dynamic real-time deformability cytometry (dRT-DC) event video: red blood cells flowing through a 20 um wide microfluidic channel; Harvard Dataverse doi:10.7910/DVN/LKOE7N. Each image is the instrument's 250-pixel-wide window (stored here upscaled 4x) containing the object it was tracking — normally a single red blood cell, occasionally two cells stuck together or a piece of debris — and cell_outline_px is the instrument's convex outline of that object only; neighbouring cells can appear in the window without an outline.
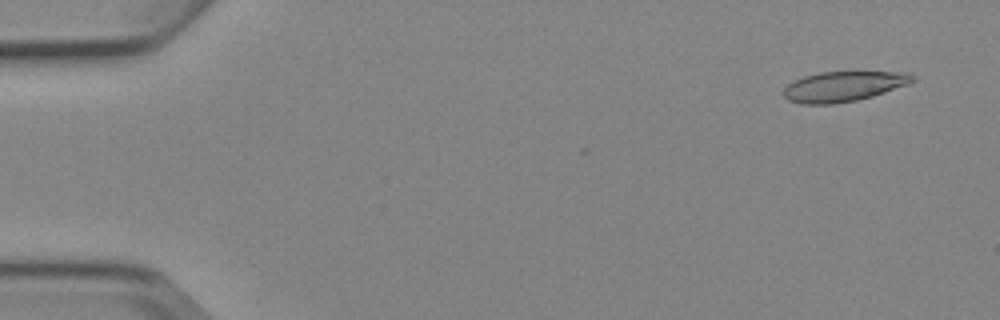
{"species": "Egyptian fruit bat (a non-hibernating species)", "species_latin": "Rousettus aegyptiacus", "temperature_condition": "cold", "stored_images_in_passage": 7, "camera_frame_rate_fps": 3000, "um_per_image_px": 0.085, "animal": {"sex": "female"}, "frame": {"image": 1, "passage_image": 1, "time_ms": 0.0, "image_size_px": [1000, 320], "cell_outline_px": [[916, 80], [908, 84], [872, 96], [856, 100], [832, 104], [804, 104], [788, 100], [784, 96], [784, 88], [788, 84], [804, 76], [820, 72], [908, 72]], "centroid_in_image_um": [71.69, 7.34], "position_along_channel_um": 13.3, "area_um2": 22.37}}
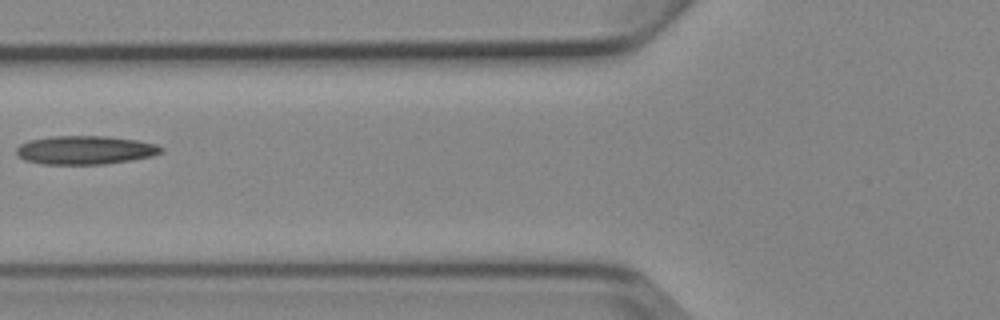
{"frame": {"image": 2, "passage_image": 6, "time_ms": 6.0, "image_size_px": [1000, 320], "cell_outline_px": [[164, 152], [152, 156], [132, 160], [104, 164], [44, 164], [24, 160], [16, 152], [16, 148], [20, 144], [28, 140], [52, 136], [104, 136], [136, 140], [156, 144], [164, 148]], "centroid_in_image_um": [7.25, 12.75], "position_along_channel_um": 118.5, "area_um2": 24.16}}
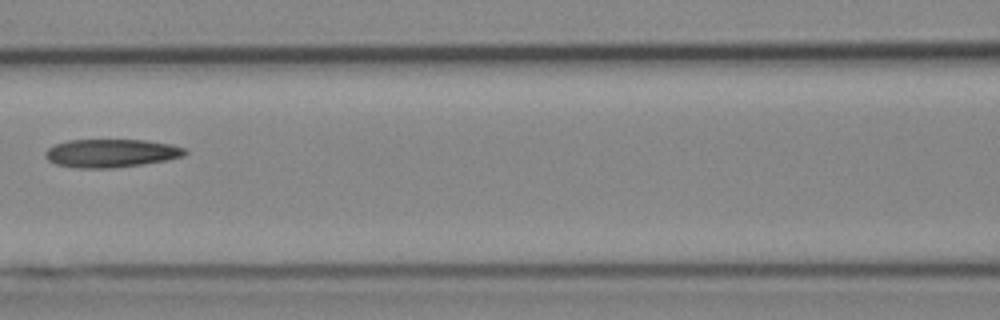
{"frame": {"image": 3, "passage_image": 7, "time_ms": 7.0, "image_size_px": [1000, 320], "cell_outline_px": [[188, 152], [184, 156], [168, 160], [144, 164], [116, 168], [72, 168], [56, 164], [48, 160], [44, 156], [44, 152], [48, 148], [56, 144], [68, 140], [148, 140], [172, 144], [188, 148]], "centroid_in_image_um": [9.49, 13.02], "position_along_channel_um": 157.1, "area_um2": 23.41}}